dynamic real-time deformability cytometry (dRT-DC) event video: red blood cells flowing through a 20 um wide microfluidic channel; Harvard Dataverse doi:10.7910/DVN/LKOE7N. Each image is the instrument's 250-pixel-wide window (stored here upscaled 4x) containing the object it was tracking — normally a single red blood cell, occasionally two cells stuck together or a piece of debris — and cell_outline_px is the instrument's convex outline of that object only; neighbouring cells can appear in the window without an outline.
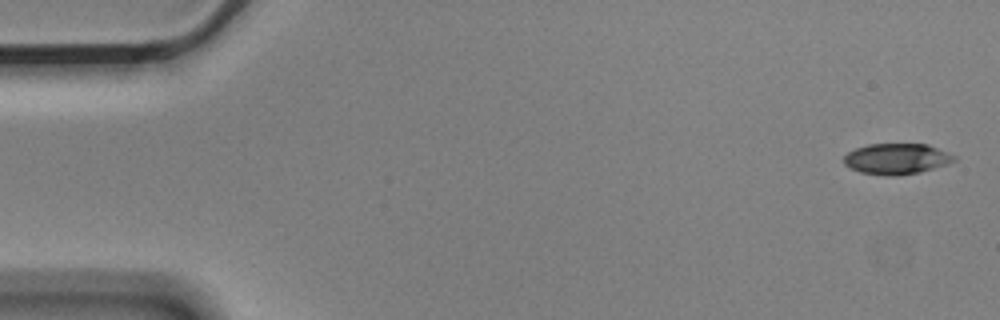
{"species": "Egyptian fruit bat (a non-hibernating species)", "species_latin": "Rousettus aegyptiacus", "temperature_condition": "cold", "stored_images_in_passage": 6, "camera_frame_rate_fps": 3000, "um_per_image_px": 0.085, "animal": {"sex": "male"}, "frame": {"image": 1, "passage_image": 1, "time_ms": 0.0, "image_size_px": [1000, 320], "cell_outline_px": [[956, 160], [920, 172], [900, 176], [888, 176], [860, 172], [844, 164], [844, 156], [848, 152], [856, 148], [868, 144], [928, 144], [948, 152], [956, 156]], "centroid_in_image_um": [76.2, 13.5], "position_along_channel_um": 8.8, "area_um2": 19.71}}
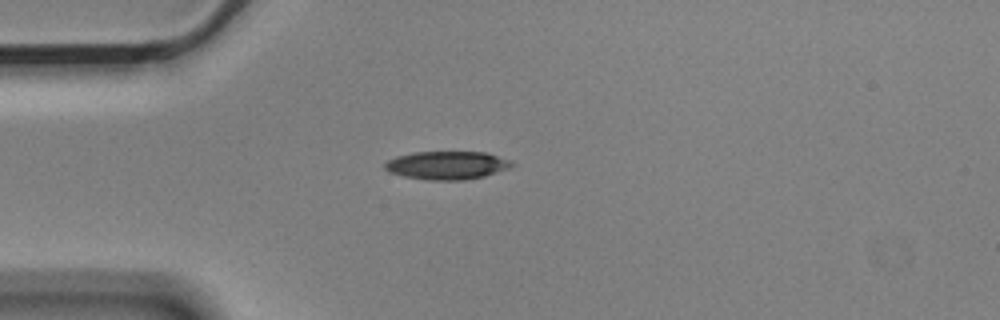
{"frame": {"image": 2, "passage_image": 4, "time_ms": 1.0, "image_size_px": [1000, 320], "cell_outline_px": [[512, 168], [484, 176], [464, 180], [428, 180], [404, 176], [388, 172], [384, 168], [384, 164], [388, 160], [396, 156], [412, 152], [488, 152], [512, 160]], "centroid_in_image_um": [38.01, 14.04], "position_along_channel_um": 47.0, "area_um2": 21.1}}
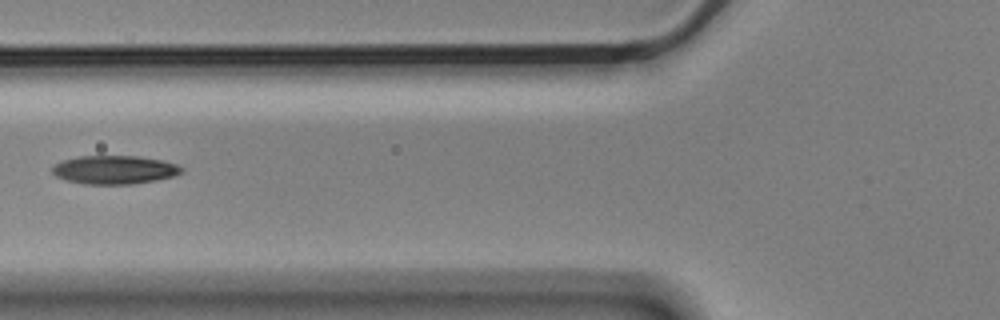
{"frame": {"image": 3, "passage_image": 6, "time_ms": 1.667, "image_size_px": [1000, 320], "cell_outline_px": [[184, 172], [176, 176], [156, 180], [132, 184], [84, 184], [64, 180], [56, 176], [52, 172], [52, 168], [56, 164], [64, 160], [80, 156], [136, 156], [160, 160], [176, 164], [184, 168]], "centroid_in_image_um": [9.76, 14.44], "position_along_channel_um": 116.0, "area_um2": 21.5}}